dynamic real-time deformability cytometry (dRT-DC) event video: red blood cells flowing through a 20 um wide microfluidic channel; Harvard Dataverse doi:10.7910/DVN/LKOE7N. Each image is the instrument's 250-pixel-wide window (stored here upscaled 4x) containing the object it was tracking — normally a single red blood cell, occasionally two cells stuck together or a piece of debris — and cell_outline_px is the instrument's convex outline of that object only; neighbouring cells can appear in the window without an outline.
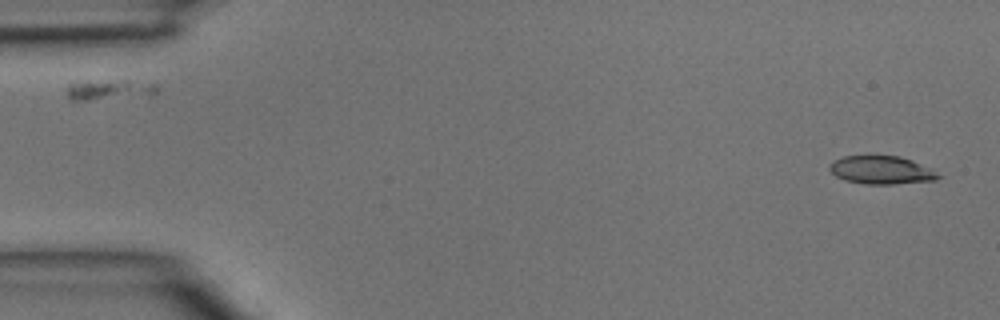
{"species": "common noctule bat (a hibernating species)", "species_latin": "Nyctalus noctula", "temperature_condition": "room temperature", "stored_images_in_passage": 3, "camera_frame_rate_fps": 3000, "um_per_image_px": 0.085, "animal": {"sex": "male", "body_mass_g": 15.6}, "frame": {"image": 1, "passage_image": 1, "time_ms": 0.0, "image_size_px": [1000, 320], "cell_outline_px": [[944, 176], [936, 180], [892, 184], [864, 184], [844, 180], [836, 176], [828, 168], [836, 160], [844, 156], [900, 156], [912, 160]], "centroid_in_image_um": [74.94, 14.47], "position_along_channel_um": 10.1, "area_um2": 17.63}}
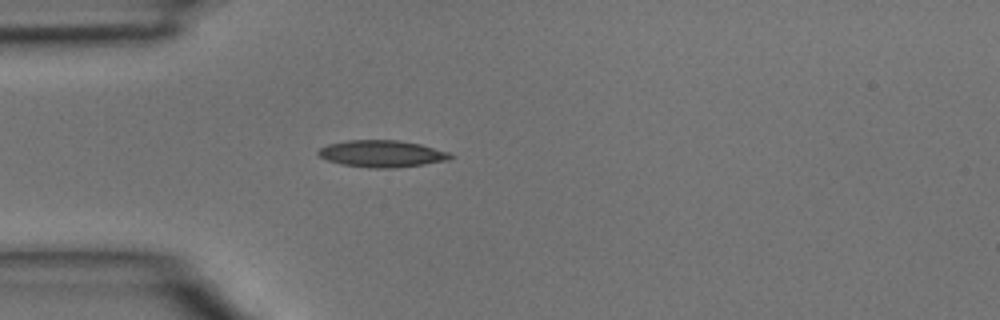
{"frame": {"image": 2, "passage_image": 3, "time_ms": 0.667, "image_size_px": [1000, 320], "cell_outline_px": [[456, 156], [448, 160], [424, 164], [392, 168], [368, 168], [340, 164], [328, 160], [320, 156], [316, 152], [320, 148], [328, 144], [348, 140], [400, 140], [420, 144], [448, 152]], "centroid_in_image_um": [32.46, 13.06], "position_along_channel_um": 52.5, "area_um2": 20.69}}